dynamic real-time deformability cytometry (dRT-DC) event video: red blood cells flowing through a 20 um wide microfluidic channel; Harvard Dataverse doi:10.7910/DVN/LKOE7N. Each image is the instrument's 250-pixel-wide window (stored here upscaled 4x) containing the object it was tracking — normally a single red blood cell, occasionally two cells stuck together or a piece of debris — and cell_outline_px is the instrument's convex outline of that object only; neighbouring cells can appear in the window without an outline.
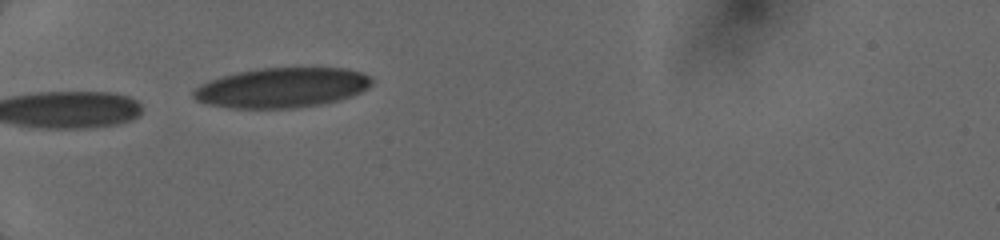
{"species": "human", "species_latin": "Homo sapiens", "temperature_condition": "cold", "stored_images_in_passage": 8, "camera_frame_rate_fps": 3000, "um_per_image_px": 0.085, "donor": {"sex": "female"}, "frame": {"image": 1, "passage_image": 6, "time_ms": 3.0, "image_size_px": [1000, 240], "cell_outline_px": [[372, 84], [368, 88], [352, 96], [340, 100], [320, 104], [296, 108], [228, 108], [208, 104], [196, 100], [192, 96], [192, 92], [200, 84], [208, 80], [220, 76], [236, 72], [260, 68], [344, 68], [360, 72], [372, 76]], "centroid_in_image_um": [23.95, 7.45], "position_along_channel_um": 61.1, "area_um2": 41.73}}